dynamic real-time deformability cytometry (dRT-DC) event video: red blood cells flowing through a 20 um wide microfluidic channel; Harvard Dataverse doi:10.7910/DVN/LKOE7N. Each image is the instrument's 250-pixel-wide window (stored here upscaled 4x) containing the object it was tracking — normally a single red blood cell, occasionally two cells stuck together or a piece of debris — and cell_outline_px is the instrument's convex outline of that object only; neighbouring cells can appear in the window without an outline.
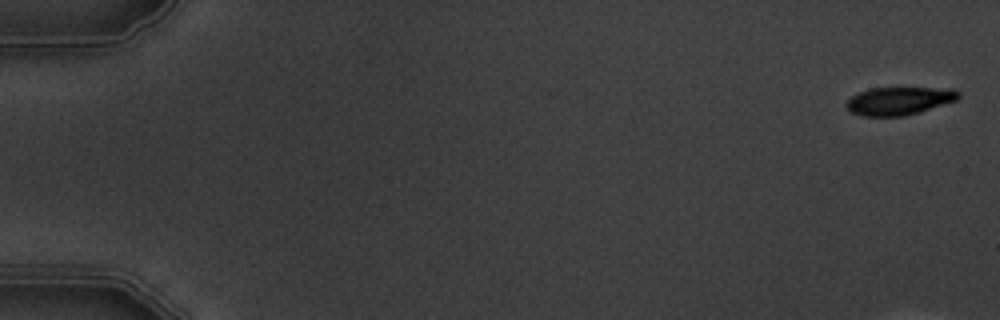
{"species": "common noctule bat (a hibernating species)", "species_latin": "Nyctalus noctula", "temperature_condition": "warm", "stored_images_in_passage": 10, "camera_frame_rate_fps": 3000, "um_per_image_px": 0.085, "animal": {"sex": "male", "body_mass_g": 19.5, "forearm_length_mm": 54.6}, "frame": {"image": 1, "passage_image": 1, "time_ms": 0.0, "image_size_px": [1000, 320], "cell_outline_px": [[960, 96], [956, 100], [920, 112], [904, 116], [860, 116], [852, 112], [844, 104], [852, 96], [868, 88], [952, 88], [960, 92]], "centroid_in_image_um": [76.43, 8.57], "position_along_channel_um": 8.6, "area_um2": 18.26}}
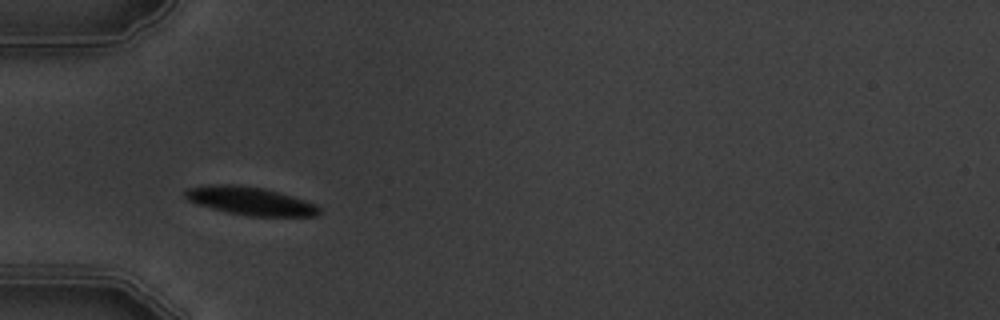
{"frame": {"image": 2, "passage_image": 7, "time_ms": 6.667, "image_size_px": [1000, 320], "cell_outline_px": [[320, 212], [316, 216], [248, 216], [228, 212], [212, 208], [188, 200], [184, 196], [184, 192], [188, 188], [208, 184], [236, 184], [264, 188], [304, 200], [320, 208]], "centroid_in_image_um": [21.23, 17.07], "position_along_channel_um": 63.8, "area_um2": 21.73}}